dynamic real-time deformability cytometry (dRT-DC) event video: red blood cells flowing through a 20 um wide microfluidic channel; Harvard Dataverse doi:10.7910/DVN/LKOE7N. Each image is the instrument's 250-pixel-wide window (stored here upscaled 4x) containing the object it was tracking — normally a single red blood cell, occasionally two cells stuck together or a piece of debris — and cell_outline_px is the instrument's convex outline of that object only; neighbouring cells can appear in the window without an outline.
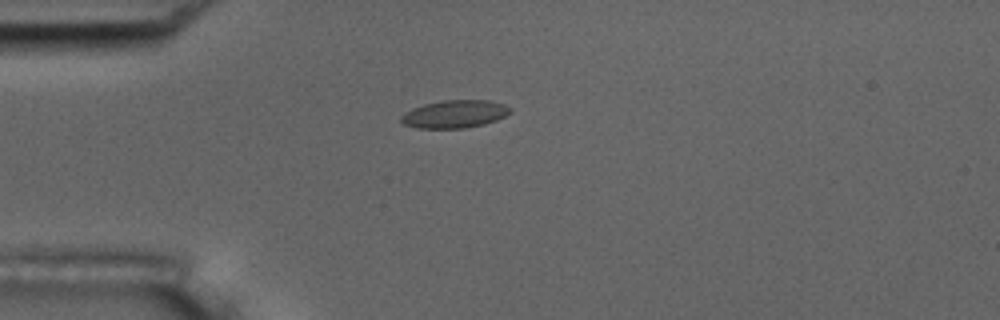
{"species": "common noctule bat (a hibernating species)", "species_latin": "Nyctalus noctula", "temperature_condition": "room temperature", "stored_images_in_passage": 6, "camera_frame_rate_fps": 3000, "um_per_image_px": 0.085, "animal": {"sex": "male", "body_mass_g": 17.5, "forearm_length_mm": 52.3}, "frame": {"image": 1, "passage_image": 4, "time_ms": 1.0, "image_size_px": [1000, 320], "cell_outline_px": [[512, 112], [496, 120], [484, 124], [464, 128], [416, 128], [404, 124], [400, 120], [400, 116], [404, 112], [412, 108], [424, 104], [440, 100], [492, 100], [504, 104], [512, 108]], "centroid_in_image_um": [38.65, 9.68], "position_along_channel_um": 46.4, "area_um2": 17.86}}
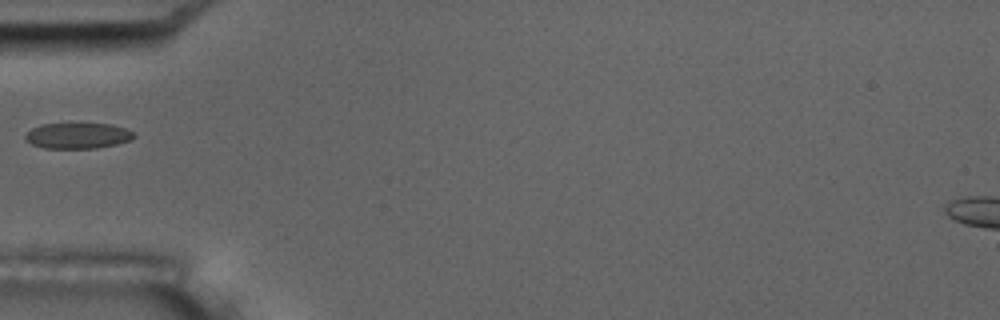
{"frame": {"image": 2, "passage_image": 5, "time_ms": 1.333, "image_size_px": [1000, 320], "cell_outline_px": [[136, 136], [132, 140], [116, 144], [96, 148], [44, 148], [32, 144], [24, 140], [24, 136], [32, 128], [40, 124], [112, 124], [136, 132]], "centroid_in_image_um": [6.63, 11.53], "position_along_channel_um": 78.4, "area_um2": 16.36}}